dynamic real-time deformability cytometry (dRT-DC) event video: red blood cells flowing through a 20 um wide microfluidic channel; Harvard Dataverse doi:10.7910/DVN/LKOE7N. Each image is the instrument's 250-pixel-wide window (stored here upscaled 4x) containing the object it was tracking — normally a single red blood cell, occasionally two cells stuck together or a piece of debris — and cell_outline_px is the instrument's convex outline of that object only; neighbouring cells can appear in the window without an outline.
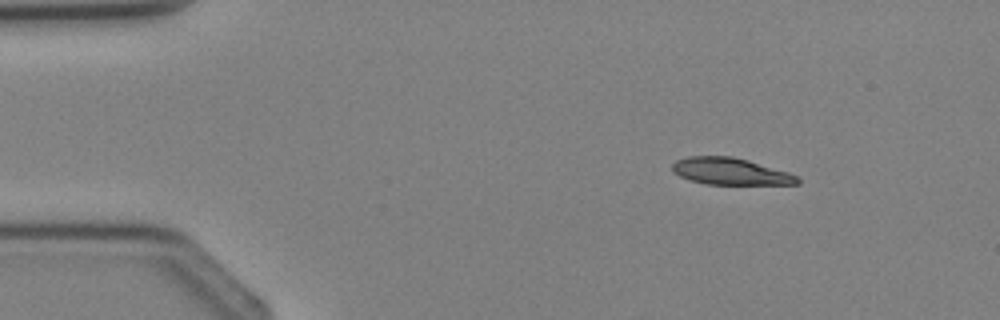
{"species": "Egyptian fruit bat (a non-hibernating species)", "species_latin": "Rousettus aegyptiacus", "temperature_condition": "cold", "stored_images_in_passage": 2, "camera_frame_rate_fps": 3000, "um_per_image_px": 0.085, "animal": {"sex": "female"}, "frame": {"image": 1, "passage_image": 1, "time_ms": 0.0, "image_size_px": [1000, 320], "cell_outline_px": [[800, 184], [708, 184], [692, 180], [680, 176], [672, 168], [672, 164], [676, 160], [688, 156], [732, 156], [748, 160], [788, 172], [796, 176], [800, 180]], "centroid_in_image_um": [62.09, 14.56], "position_along_channel_um": 22.9, "area_um2": 19.31}}